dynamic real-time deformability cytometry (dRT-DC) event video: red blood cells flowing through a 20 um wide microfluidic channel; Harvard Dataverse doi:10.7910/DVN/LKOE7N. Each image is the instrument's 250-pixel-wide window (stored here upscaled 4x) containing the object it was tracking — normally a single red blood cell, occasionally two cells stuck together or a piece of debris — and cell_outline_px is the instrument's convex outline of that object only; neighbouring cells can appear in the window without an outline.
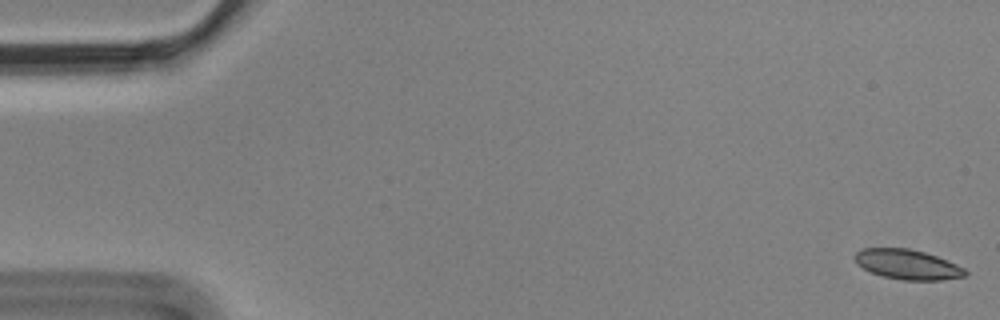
{"species": "Egyptian fruit bat (a non-hibernating species)", "species_latin": "Rousettus aegyptiacus", "temperature_condition": "cold", "stored_images_in_passage": 4, "camera_frame_rate_fps": 3000, "um_per_image_px": 0.085, "animal": {"sex": "male"}, "frame": {"image": 1, "passage_image": 1, "time_ms": 0.0, "image_size_px": [1000, 320], "cell_outline_px": [[968, 272], [964, 276], [940, 280], [904, 280], [884, 276], [872, 272], [856, 264], [852, 256], [856, 252], [864, 248], [908, 248], [924, 252], [936, 256], [956, 264], [964, 268]], "centroid_in_image_um": [77.11, 22.47], "position_along_channel_um": 7.9, "area_um2": 19.07}}